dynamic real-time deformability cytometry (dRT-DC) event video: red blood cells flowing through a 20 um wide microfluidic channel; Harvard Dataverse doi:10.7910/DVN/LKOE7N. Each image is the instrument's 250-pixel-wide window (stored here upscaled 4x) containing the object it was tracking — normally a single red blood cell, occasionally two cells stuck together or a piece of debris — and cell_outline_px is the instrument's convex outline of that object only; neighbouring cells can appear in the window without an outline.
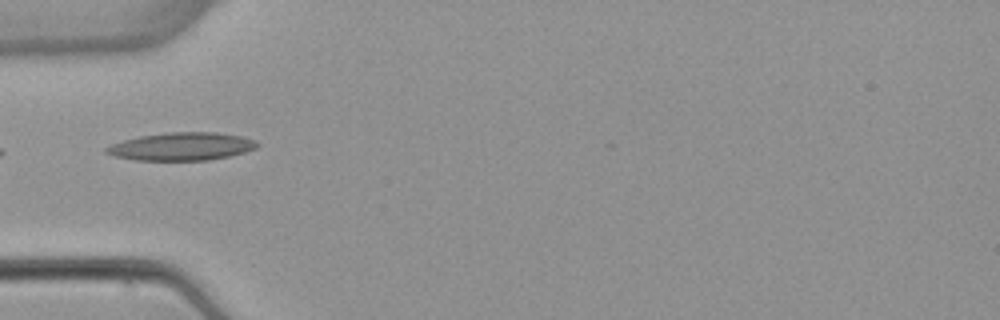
{"species": "common noctule bat (a hibernating species)", "species_latin": "Nyctalus noctula", "temperature_condition": "warm", "stored_images_in_passage": 5, "camera_frame_rate_fps": 3000, "um_per_image_px": 0.085, "animal": {"sex": "female", "body_mass_g": 22.7, "forearm_length_mm": 54.2}, "frame": {"image": 1, "passage_image": 5, "time_ms": 4.667, "image_size_px": [1000, 320], "cell_outline_px": [[260, 144], [256, 148], [244, 152], [228, 156], [208, 160], [136, 160], [112, 156], [104, 152], [104, 148], [112, 144], [124, 140], [140, 136], [168, 132], [216, 132], [240, 136], [252, 140]], "centroid_in_image_um": [15.39, 12.45], "position_along_channel_um": 69.6, "area_um2": 24.39}}